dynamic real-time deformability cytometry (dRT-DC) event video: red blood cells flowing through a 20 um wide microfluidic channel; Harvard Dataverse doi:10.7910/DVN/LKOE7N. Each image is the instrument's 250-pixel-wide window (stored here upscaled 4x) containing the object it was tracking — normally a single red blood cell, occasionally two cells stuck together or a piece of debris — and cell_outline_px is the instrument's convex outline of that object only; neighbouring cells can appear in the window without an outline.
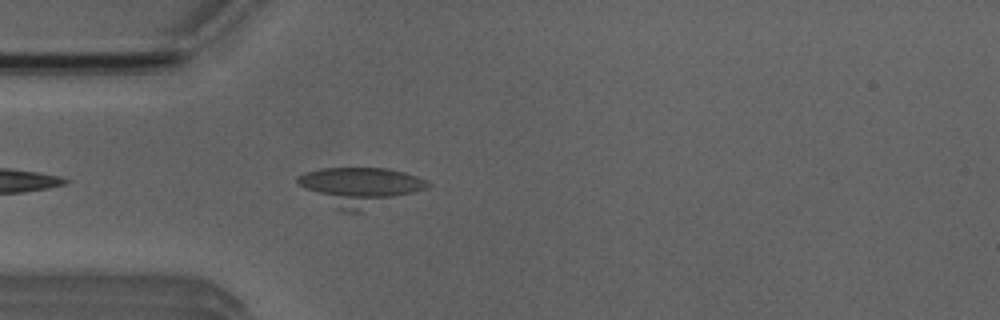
{"species": "Egyptian fruit bat (a non-hibernating species)", "species_latin": "Rousettus aegyptiacus", "temperature_condition": "room temperature", "stored_images_in_passage": 3, "camera_frame_rate_fps": 3000, "um_per_image_px": 0.085, "animal": {"sex": "male"}, "frame": {"image": 1, "passage_image": 3, "time_ms": 3.0, "image_size_px": [1000, 320], "cell_outline_px": [[432, 184], [424, 188], [360, 212], [340, 212], [304, 188], [296, 180], [296, 176], [320, 168], [388, 168], [404, 172], [416, 176]], "centroid_in_image_um": [30.55, 15.86], "position_along_channel_um": 54.5, "area_um2": 28.61}}